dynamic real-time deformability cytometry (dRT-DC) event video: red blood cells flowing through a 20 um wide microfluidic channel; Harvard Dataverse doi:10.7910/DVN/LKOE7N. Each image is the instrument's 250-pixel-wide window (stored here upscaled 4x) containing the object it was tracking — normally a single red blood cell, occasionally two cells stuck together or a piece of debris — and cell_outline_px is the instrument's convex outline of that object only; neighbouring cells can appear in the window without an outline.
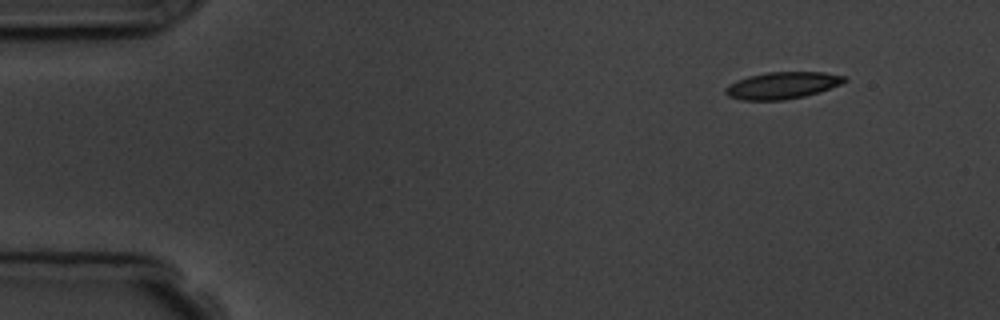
{"species": "common noctule bat (a hibernating species)", "species_latin": "Nyctalus noctula", "temperature_condition": "room temperature", "stored_images_in_passage": 3, "segment_of_instrument_passage": [2, 2], "camera_frame_rate_fps": 3000, "um_per_image_px": 0.085, "animal": {"sex": "male", "body_mass_g": 19.5, "forearm_length_mm": 54.6}, "frame": {"image": 1, "passage_image": 3, "time_ms": 2.333, "image_size_px": [1000, 320], "cell_outline_px": [[848, 80], [840, 84], [820, 92], [804, 96], [784, 100], [744, 100], [728, 96], [724, 92], [724, 88], [728, 84], [736, 80], [748, 76], [768, 72], [824, 72], [844, 76]], "centroid_in_image_um": [66.47, 7.26], "position_along_channel_um": 18.5, "area_um2": 18.67}}